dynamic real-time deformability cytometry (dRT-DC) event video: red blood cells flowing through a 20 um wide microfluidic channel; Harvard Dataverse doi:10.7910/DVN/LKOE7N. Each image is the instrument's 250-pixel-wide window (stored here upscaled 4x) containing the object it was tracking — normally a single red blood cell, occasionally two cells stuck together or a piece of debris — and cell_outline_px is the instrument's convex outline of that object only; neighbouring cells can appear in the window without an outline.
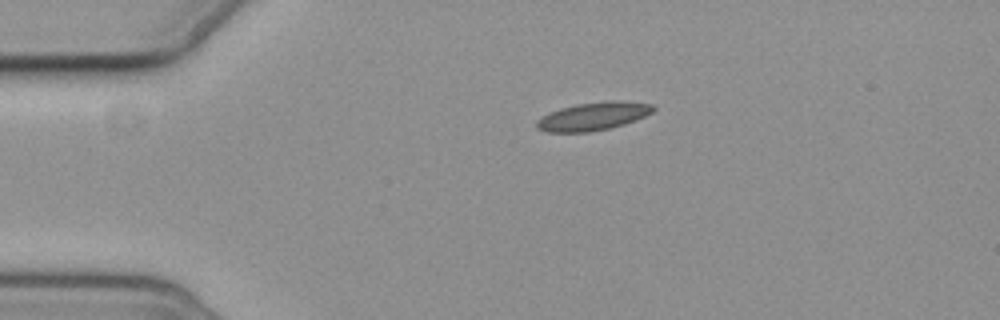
{"species": "common noctule bat (a hibernating species)", "species_latin": "Nyctalus noctula", "temperature_condition": "cold", "stored_images_in_passage": 2, "camera_frame_rate_fps": 3000, "um_per_image_px": 0.085, "animal": {"sex": "female", "body_mass_g": 19.3, "forearm_length_mm": 54.1}, "frame": {"image": 1, "passage_image": 1, "time_ms": 0.0, "image_size_px": [1000, 320], "cell_outline_px": [[656, 108], [652, 112], [636, 120], [624, 124], [608, 128], [588, 132], [548, 132], [536, 128], [536, 120], [540, 116], [548, 112], [560, 108], [576, 104], [604, 100], [620, 100], [652, 104]], "centroid_in_image_um": [50.39, 9.87], "position_along_channel_um": 34.6, "area_um2": 19.31}}